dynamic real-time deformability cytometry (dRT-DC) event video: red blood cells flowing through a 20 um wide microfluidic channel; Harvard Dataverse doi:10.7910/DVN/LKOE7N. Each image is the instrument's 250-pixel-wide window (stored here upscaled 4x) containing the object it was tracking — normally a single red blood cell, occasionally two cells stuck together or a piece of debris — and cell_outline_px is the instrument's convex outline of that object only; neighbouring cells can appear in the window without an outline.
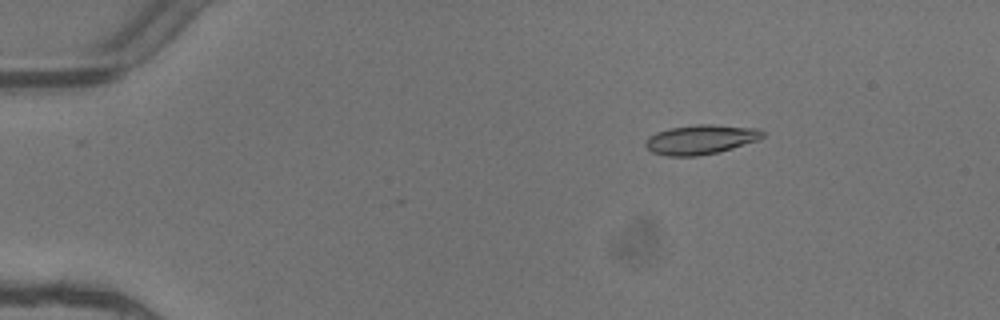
{"species": "common noctule bat (a hibernating species)", "species_latin": "Nyctalus noctula", "temperature_condition": "warm", "stored_images_in_passage": 4, "camera_frame_rate_fps": 3000, "um_per_image_px": 0.085, "animal": {"sex": "female"}, "frame": {"image": 1, "passage_image": 1, "time_ms": 0.0, "image_size_px": [1000, 320], "cell_outline_px": [[764, 136], [756, 140], [720, 152], [700, 156], [668, 156], [652, 152], [644, 144], [644, 140], [648, 136], [656, 132], [668, 128], [696, 124], [712, 124], [760, 128], [764, 132]], "centroid_in_image_um": [59.53, 11.85], "position_along_channel_um": 25.5, "area_um2": 20.35}}
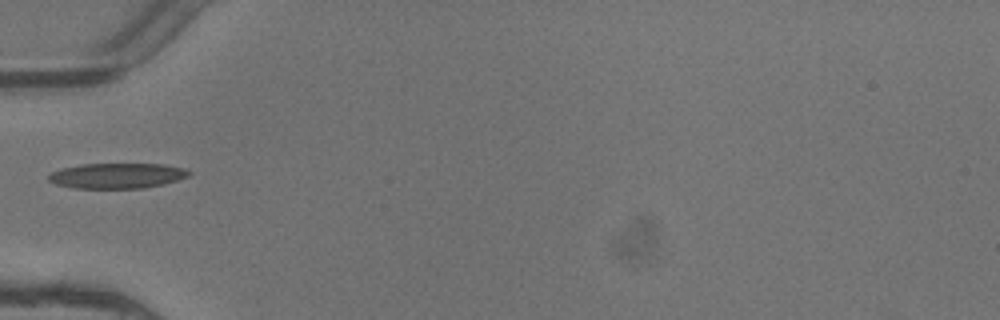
{"frame": {"image": 2, "passage_image": 4, "time_ms": 1.0, "image_size_px": [1000, 320], "cell_outline_px": [[192, 172], [188, 176], [164, 184], [144, 188], [72, 188], [56, 184], [48, 180], [48, 176], [52, 172], [64, 168], [80, 164], [164, 164], [184, 168]], "centroid_in_image_um": [9.96, 14.94], "position_along_channel_um": 75.0, "area_um2": 20.63}}